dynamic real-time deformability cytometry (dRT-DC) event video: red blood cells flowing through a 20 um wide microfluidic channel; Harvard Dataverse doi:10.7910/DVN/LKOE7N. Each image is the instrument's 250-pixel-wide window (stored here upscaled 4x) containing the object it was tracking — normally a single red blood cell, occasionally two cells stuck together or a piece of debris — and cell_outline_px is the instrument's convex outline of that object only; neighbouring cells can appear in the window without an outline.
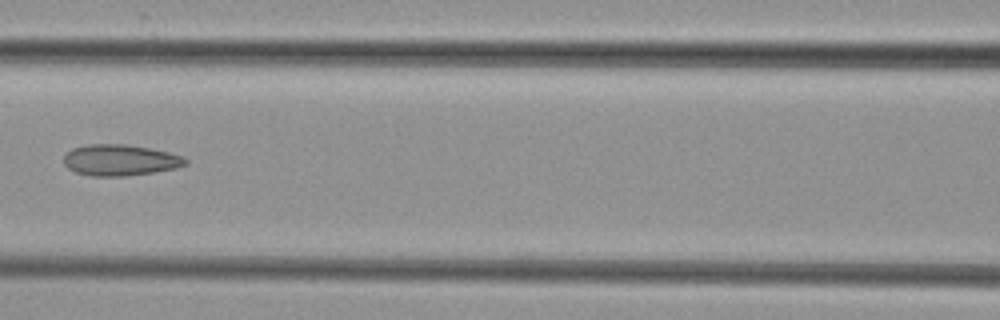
{"species": "common noctule bat (a hibernating species)", "species_latin": "Nyctalus noctula", "temperature_condition": "cold", "stored_images_in_passage": 6, "camera_frame_rate_fps": 3000, "um_per_image_px": 0.085, "animal": {"sex": "female", "body_mass_g": 29.2, "forearm_length_mm": 56.3}, "frame": {"image": 1, "passage_image": 6, "time_ms": 6.0, "image_size_px": [1000, 320], "cell_outline_px": [[188, 164], [176, 168], [152, 172], [124, 176], [88, 176], [76, 172], [68, 168], [64, 164], [64, 156], [72, 148], [88, 144], [124, 144], [148, 148], [168, 152], [184, 156], [188, 160]], "centroid_in_image_um": [10.21, 13.61], "position_along_channel_um": 156.4, "area_um2": 22.08}}